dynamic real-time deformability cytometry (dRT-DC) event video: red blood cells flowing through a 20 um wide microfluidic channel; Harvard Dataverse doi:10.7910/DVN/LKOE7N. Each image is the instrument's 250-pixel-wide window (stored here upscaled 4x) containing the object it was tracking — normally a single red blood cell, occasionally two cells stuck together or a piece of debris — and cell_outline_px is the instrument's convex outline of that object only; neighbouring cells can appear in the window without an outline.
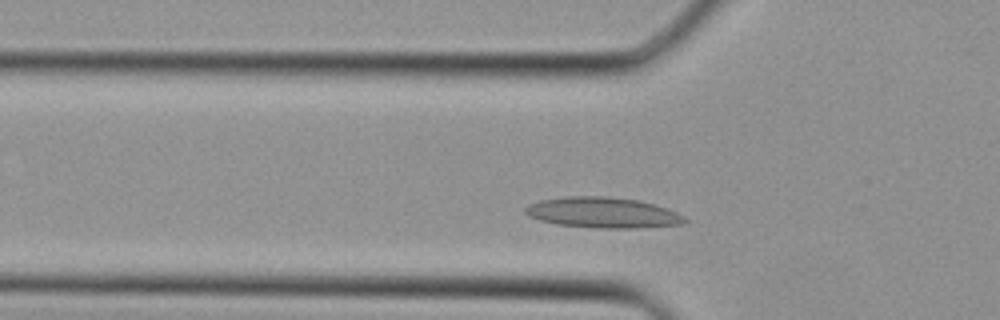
{"species": "Egyptian fruit bat (a non-hibernating species)", "species_latin": "Rousettus aegyptiacus", "temperature_condition": "cold", "stored_images_in_passage": 32, "camera_frame_rate_fps": 3000, "um_per_image_px": 0.085, "animal": {"sex": "female"}, "frame": {"image": 1, "passage_image": 7, "time_ms": 2.0, "image_size_px": [1000, 320], "cell_outline_px": [[688, 220], [684, 224], [636, 228], [596, 228], [556, 224], [540, 220], [528, 216], [524, 212], [524, 208], [528, 204], [540, 200], [568, 196], [608, 196], [640, 200], [668, 208], [684, 216]], "centroid_in_image_um": [51.24, 18.07], "position_along_channel_um": 74.6, "area_um2": 28.73}}
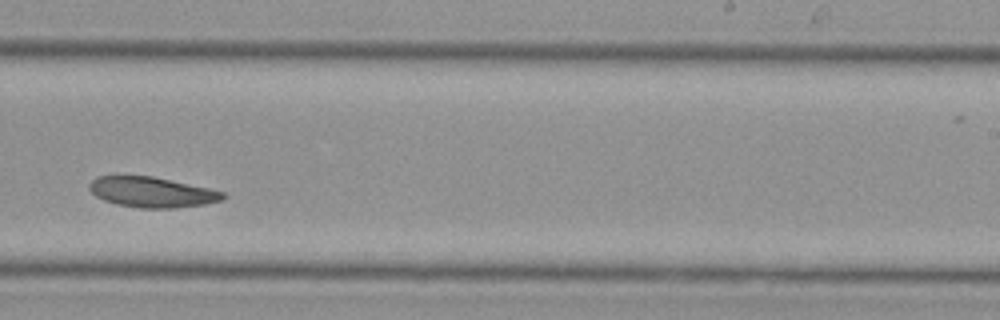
{"frame": {"image": 2, "passage_image": 18, "time_ms": 5.667, "image_size_px": [1000, 320], "cell_outline_px": [[228, 196], [224, 200], [204, 204], [176, 208], [140, 208], [116, 204], [104, 200], [96, 196], [88, 188], [88, 184], [96, 176], [152, 176], [208, 188], [224, 192]], "centroid_in_image_um": [12.92, 16.34], "position_along_channel_um": 276.1, "area_um2": 23.64}}
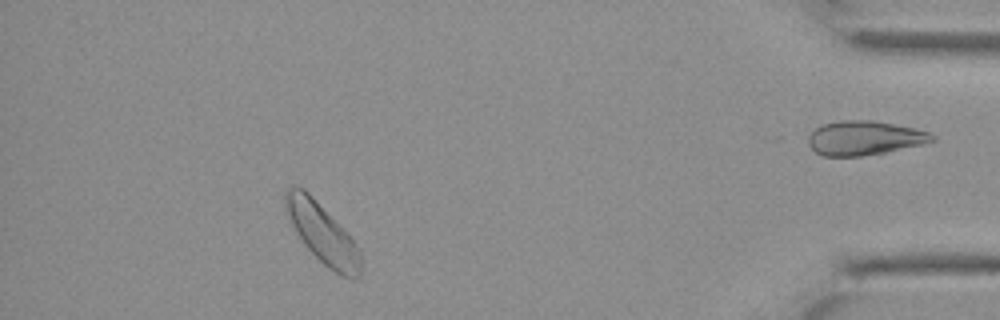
{"frame": {"image": 3, "passage_image": 28, "time_ms": 9.0, "image_size_px": [1000, 320], "cell_outline_px": [[360, 276], [356, 280], [352, 280], [340, 276], [328, 268], [304, 244], [296, 232], [284, 208], [284, 192], [288, 188], [304, 188], [308, 192], [356, 244], [360, 252]], "centroid_in_image_um": [27.39, 19.88], "position_along_channel_um": 407.8, "area_um2": 25.55}}